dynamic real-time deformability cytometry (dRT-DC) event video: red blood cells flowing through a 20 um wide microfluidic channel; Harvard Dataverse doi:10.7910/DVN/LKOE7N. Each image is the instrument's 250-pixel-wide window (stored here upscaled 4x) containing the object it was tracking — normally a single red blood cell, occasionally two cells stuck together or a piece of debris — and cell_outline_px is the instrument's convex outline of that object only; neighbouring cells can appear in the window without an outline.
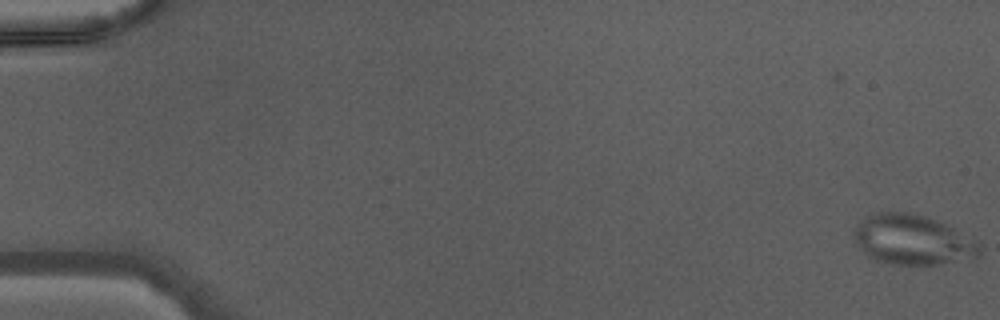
{"species": "Egyptian fruit bat (a non-hibernating species)", "species_latin": "Rousettus aegyptiacus", "temperature_condition": "warm", "stored_images_in_passage": 47, "camera_frame_rate_fps": 3000, "um_per_image_px": 0.085, "animal": {"sex": "male"}, "frame": {"image": 1, "passage_image": 1, "time_ms": 0.0, "image_size_px": [1000, 320], "cell_outline_px": [[980, 256], [976, 260], [936, 264], [888, 264], [876, 260], [868, 256], [860, 248], [852, 236], [852, 232], [856, 224], [864, 216], [876, 212], [908, 212], [924, 216], [948, 224], [976, 240], [980, 244]], "centroid_in_image_um": [77.59, 20.38], "position_along_channel_um": 7.4, "area_um2": 37.22}}
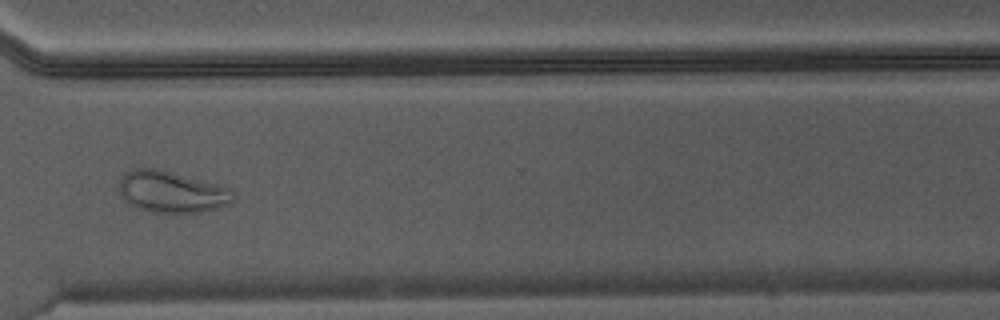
{"frame": {"image": 2, "passage_image": 36, "time_ms": 11.667, "image_size_px": [1000, 320], "cell_outline_px": [[236, 200], [232, 204], [220, 208], [200, 212], [148, 212], [136, 208], [128, 204], [124, 200], [116, 184], [120, 176], [136, 168], [156, 168], [232, 188]], "centroid_in_image_um": [14.59, 16.32], "position_along_channel_um": 356.0, "area_um2": 28.03}}
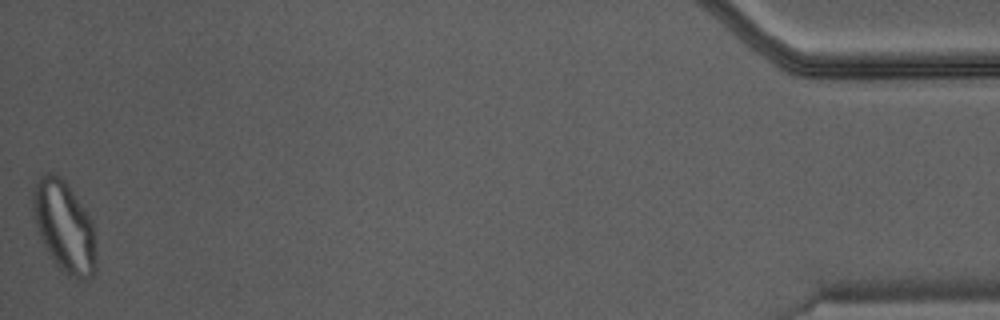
{"frame": {"image": 3, "passage_image": 47, "time_ms": 15.333, "image_size_px": [1000, 320], "cell_outline_px": [[96, 272], [88, 280], [80, 280], [68, 276], [60, 268], [48, 252], [40, 236], [36, 224], [32, 208], [32, 192], [40, 176], [48, 172], [52, 172], [60, 176], [64, 180], [92, 220], [96, 256]], "centroid_in_image_um": [5.48, 19.29], "position_along_channel_um": 429.7, "area_um2": 33.29}}